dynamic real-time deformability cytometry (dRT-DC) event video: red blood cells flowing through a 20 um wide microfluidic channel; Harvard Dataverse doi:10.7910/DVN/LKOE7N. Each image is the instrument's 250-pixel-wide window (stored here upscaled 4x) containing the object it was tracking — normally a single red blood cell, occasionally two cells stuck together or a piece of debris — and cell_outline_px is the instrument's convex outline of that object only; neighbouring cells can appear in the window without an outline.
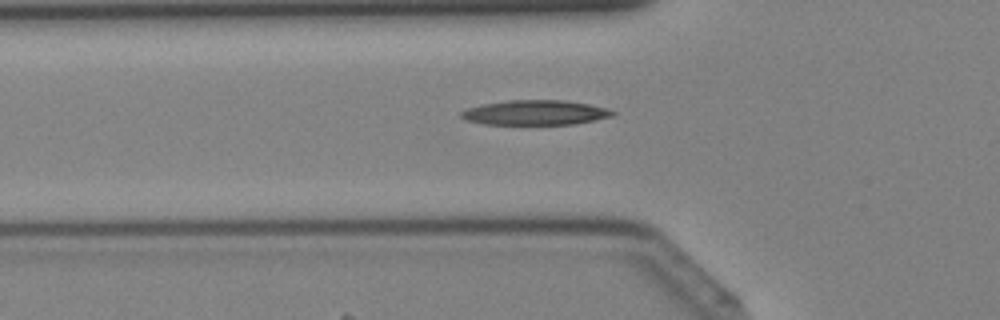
{"species": "Egyptian fruit bat (a non-hibernating species)", "species_latin": "Rousettus aegyptiacus", "temperature_condition": "cold", "stored_images_in_passage": 38, "camera_frame_rate_fps": 3000, "um_per_image_px": 0.085, "animal": {"sex": "female"}, "frame": {"image": 1, "passage_image": 11, "time_ms": 3.333, "image_size_px": [1000, 320], "cell_outline_px": [[616, 112], [612, 116], [596, 120], [572, 124], [484, 124], [468, 120], [460, 116], [460, 112], [468, 108], [480, 104], [508, 100], [564, 100], [588, 104], [608, 108]], "centroid_in_image_um": [45.5, 9.56], "position_along_channel_um": 80.3, "area_um2": 21.85}}
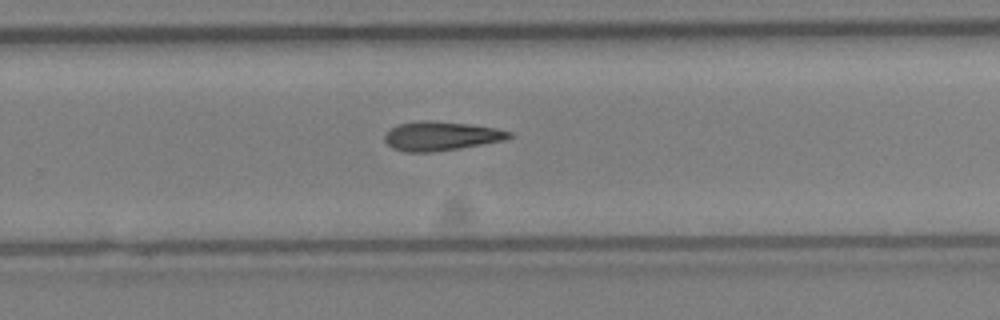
{"frame": {"image": 2, "passage_image": 24, "time_ms": 7.667, "image_size_px": [1000, 320], "cell_outline_px": [[512, 136], [504, 140], [460, 148], [432, 152], [404, 152], [392, 148], [384, 140], [384, 136], [392, 128], [400, 124], [420, 120], [432, 120], [468, 124], [496, 128], [512, 132]], "centroid_in_image_um": [37.48, 11.56], "position_along_channel_um": 292.3, "area_um2": 20.98}}
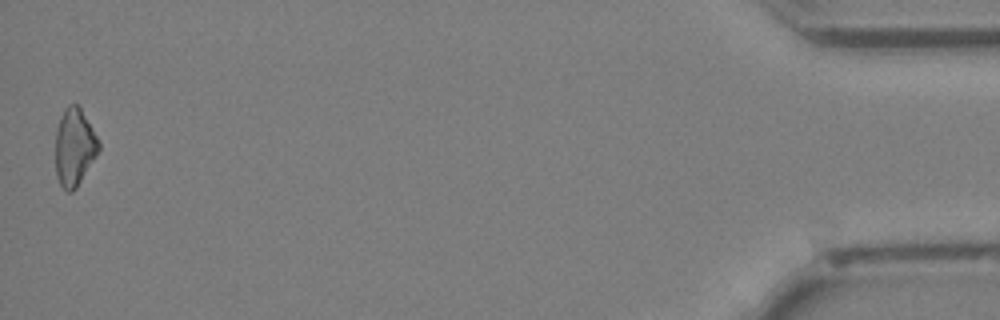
{"frame": {"image": 3, "passage_image": 38, "time_ms": 12.333, "image_size_px": [1000, 320], "cell_outline_px": [[100, 148], [76, 188], [72, 192], [68, 192], [60, 184], [56, 176], [56, 132], [60, 116], [64, 108], [68, 104], [76, 104], [80, 108], [92, 128], [100, 144]], "centroid_in_image_um": [6.3, 12.5], "position_along_channel_um": 428.9, "area_um2": 19.19}}